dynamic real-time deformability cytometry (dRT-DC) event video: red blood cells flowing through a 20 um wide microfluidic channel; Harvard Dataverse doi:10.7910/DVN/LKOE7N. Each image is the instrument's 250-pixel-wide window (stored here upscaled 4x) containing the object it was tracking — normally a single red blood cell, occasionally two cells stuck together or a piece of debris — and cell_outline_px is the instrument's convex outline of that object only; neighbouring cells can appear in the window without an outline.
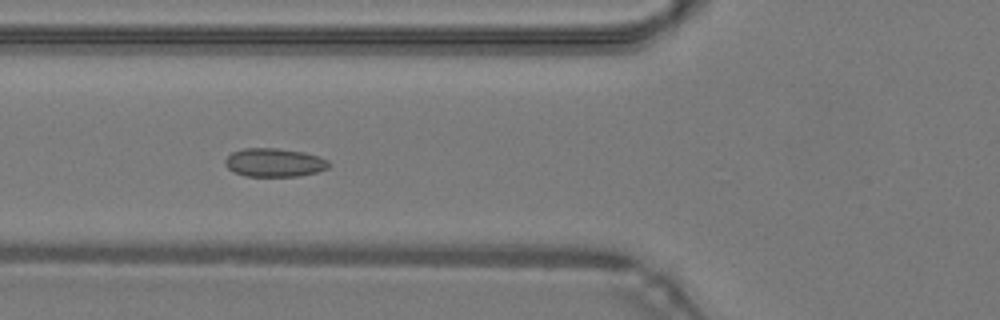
{"species": "common noctule bat (a hibernating species)", "species_latin": "Nyctalus noctula", "temperature_condition": "warm", "stored_images_in_passage": 15, "camera_frame_rate_fps": 3000, "um_per_image_px": 0.085, "animal": {"sex": "male", "body_mass_g": 19.2, "forearm_length_mm": 51.8}, "frame": {"image": 1, "passage_image": 7, "time_ms": 2.0, "image_size_px": [1000, 320], "cell_outline_px": [[332, 164], [328, 168], [316, 172], [300, 176], [248, 176], [236, 172], [228, 168], [224, 164], [224, 160], [232, 152], [244, 148], [276, 148], [304, 152], [320, 156], [328, 160]], "centroid_in_image_um": [23.35, 13.81], "position_along_channel_um": 102.4, "area_um2": 17.28}}
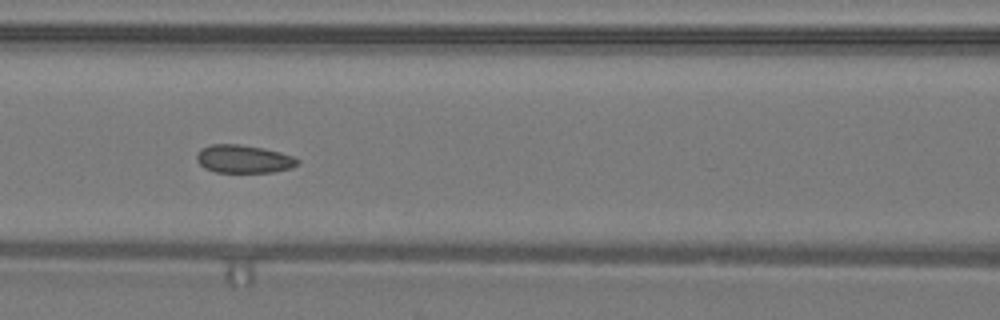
{"frame": {"image": 2, "passage_image": 10, "time_ms": 3.0, "image_size_px": [1000, 320], "cell_outline_px": [[300, 164], [292, 168], [272, 172], [216, 172], [204, 168], [196, 160], [196, 156], [200, 148], [212, 144], [240, 144], [264, 148], [280, 152], [292, 156], [300, 160]], "centroid_in_image_um": [20.72, 13.51], "position_along_channel_um": 145.9, "area_um2": 16.65}}